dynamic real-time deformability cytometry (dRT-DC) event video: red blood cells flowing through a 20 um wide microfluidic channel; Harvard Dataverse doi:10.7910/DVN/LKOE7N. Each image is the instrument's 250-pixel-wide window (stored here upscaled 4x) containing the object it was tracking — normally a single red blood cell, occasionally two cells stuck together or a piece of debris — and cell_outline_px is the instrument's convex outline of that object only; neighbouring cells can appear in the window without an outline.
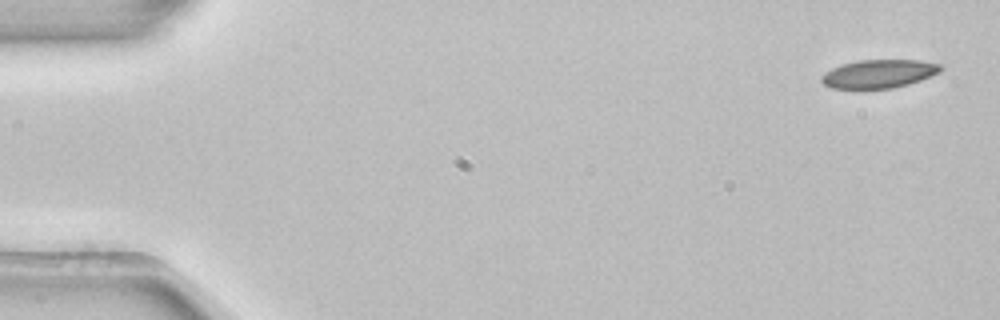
{"species": "common noctule bat (a hibernating species)", "species_latin": "Nyctalus noctula", "temperature_condition": "room temperature", "stored_images_in_passage": 3, "camera_frame_rate_fps": 3000, "um_per_image_px": 0.085, "animal": {"sex": "female", "body_mass_g": 22.7, "forearm_length_mm": 54.2}, "frame": {"image": 1, "passage_image": 1, "time_ms": 0.0, "image_size_px": [1000, 320], "cell_outline_px": [[944, 68], [940, 72], [920, 80], [908, 84], [892, 88], [832, 88], [824, 84], [820, 80], [820, 76], [824, 72], [832, 68], [844, 64], [860, 60], [920, 60], [940, 64]], "centroid_in_image_um": [74.71, 6.26], "position_along_channel_um": 10.3, "area_um2": 19.59}}
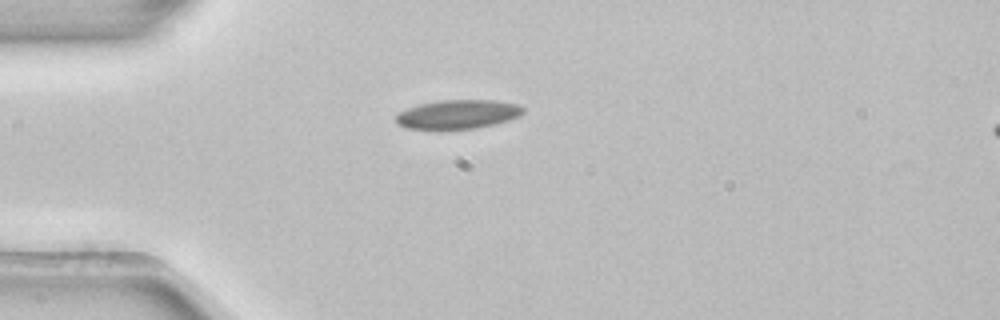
{"frame": {"image": 2, "passage_image": 3, "time_ms": 0.667, "image_size_px": [1000, 320], "cell_outline_px": [[524, 112], [520, 116], [508, 120], [476, 128], [404, 128], [396, 124], [396, 112], [420, 104], [440, 100], [496, 100], [520, 104], [524, 108]], "centroid_in_image_um": [38.93, 9.69], "position_along_channel_um": 46.1, "area_um2": 21.39}}